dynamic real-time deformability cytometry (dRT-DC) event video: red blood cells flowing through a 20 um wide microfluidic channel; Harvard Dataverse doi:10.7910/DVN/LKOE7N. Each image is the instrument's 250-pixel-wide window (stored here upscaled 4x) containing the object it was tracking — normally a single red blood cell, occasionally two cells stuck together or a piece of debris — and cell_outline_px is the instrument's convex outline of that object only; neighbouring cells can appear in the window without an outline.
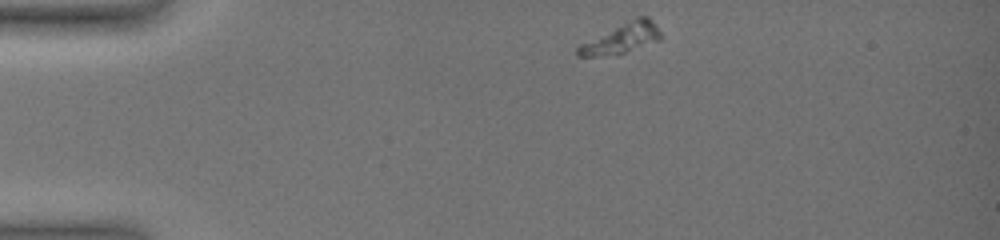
{"species": "common noctule bat (a hibernating species)", "species_latin": "Nyctalus noctula", "temperature_condition": "warm", "stored_images_in_passage": 42, "camera_frame_rate_fps": 3000, "um_per_image_px": 0.085, "animal": {"sex": "female", "body_mass_g": 19.0, "forearm_length_mm": 51.5}, "frame": {"image": 1, "passage_image": 1, "time_ms": 0.0, "image_size_px": [1000, 240], "cell_outline_px": [[660, 40], [624, 52], [596, 56], [576, 56], [576, 48], [580, 44], [636, 16], [648, 16], [652, 20], [660, 32]], "centroid_in_image_um": [52.83, 3.24], "position_along_channel_um": 32.2, "area_um2": 14.1}}
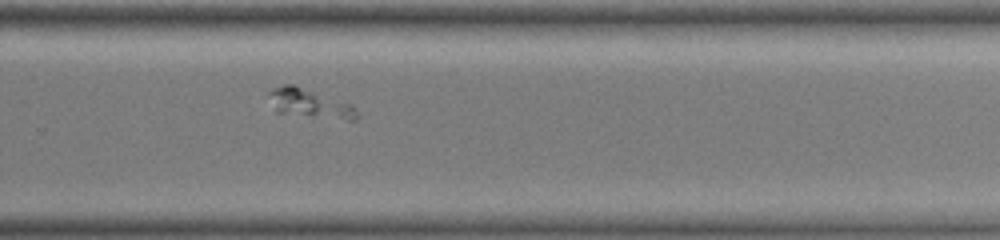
{"frame": {"image": 2, "passage_image": 28, "time_ms": 9.0, "image_size_px": [1000, 240], "cell_outline_px": [[360, 116], [356, 120], [348, 120], [276, 112], [268, 92], [272, 88], [284, 84], [292, 84], [352, 104], [356, 108]], "centroid_in_image_um": [26.38, 8.79], "position_along_channel_um": 303.4, "area_um2": 14.62}}
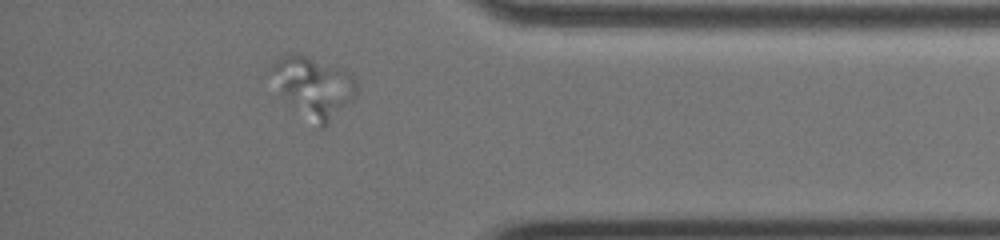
{"frame": {"image": 3, "passage_image": 37, "time_ms": 12.0, "image_size_px": [1000, 240], "cell_outline_px": [[356, 96], [324, 128], [320, 128], [264, 72], [272, 64], [288, 52], [300, 52], [344, 68], [356, 80]], "centroid_in_image_um": [26.68, 7.26], "position_along_channel_um": 408.5, "area_um2": 29.42}}